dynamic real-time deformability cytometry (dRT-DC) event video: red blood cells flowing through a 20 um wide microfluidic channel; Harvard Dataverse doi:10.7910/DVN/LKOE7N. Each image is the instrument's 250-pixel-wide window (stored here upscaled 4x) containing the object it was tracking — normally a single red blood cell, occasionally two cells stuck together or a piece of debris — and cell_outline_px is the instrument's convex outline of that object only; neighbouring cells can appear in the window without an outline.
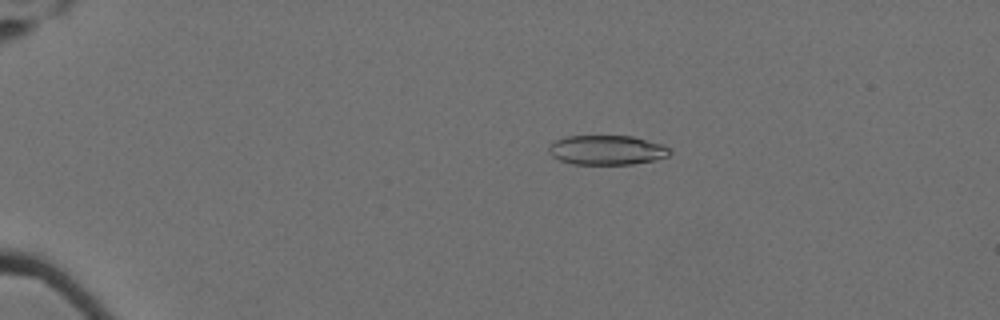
{"species": "Egyptian fruit bat (a non-hibernating species)", "species_latin": "Rousettus aegyptiacus", "temperature_condition": "cold", "stored_images_in_passage": 51, "camera_frame_rate_fps": 3000, "um_per_image_px": 0.085, "animal": {"sex": "female"}, "frame": {"image": 1, "passage_image": 4, "time_ms": 1.0, "image_size_px": [1000, 320], "cell_outline_px": [[672, 152], [668, 156], [656, 160], [632, 164], [572, 164], [560, 160], [552, 156], [548, 152], [548, 144], [556, 140], [568, 136], [632, 136], [660, 144], [668, 148]], "centroid_in_image_um": [51.55, 12.76], "position_along_channel_um": 33.4, "area_um2": 20.81}}
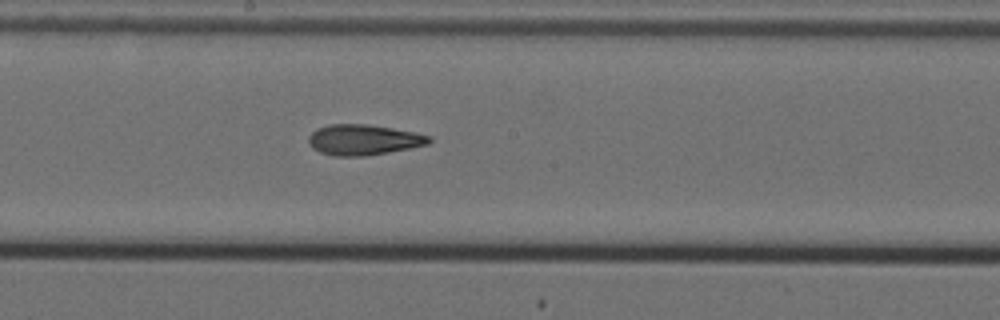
{"frame": {"image": 2, "passage_image": 26, "time_ms": 8.333, "image_size_px": [1000, 320], "cell_outline_px": [[432, 140], [428, 144], [412, 148], [364, 156], [332, 156], [320, 152], [312, 148], [308, 140], [308, 136], [316, 128], [328, 124], [368, 124], [416, 132], [432, 136]], "centroid_in_image_um": [30.9, 11.88], "position_along_channel_um": 217.3, "area_um2": 21.68}}
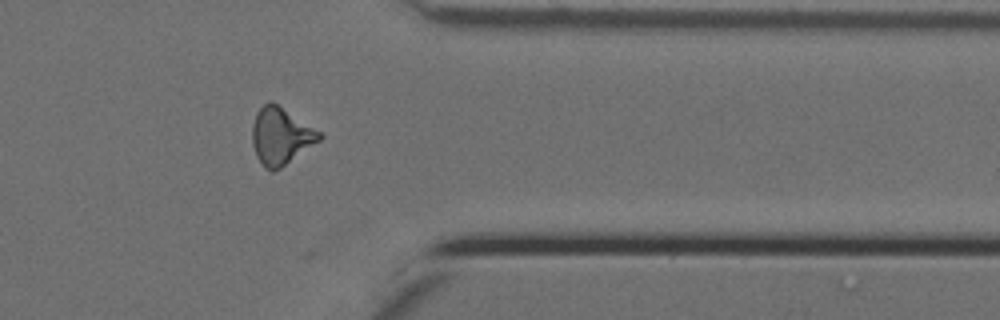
{"frame": {"image": 3, "passage_image": 41, "time_ms": 13.333, "image_size_px": [1000, 320], "cell_outline_px": [[324, 136], [320, 140], [280, 168], [272, 172], [256, 156], [252, 144], [252, 124], [256, 112], [268, 100], [272, 100], [320, 132]], "centroid_in_image_um": [23.84, 11.53], "position_along_channel_um": 387.6, "area_um2": 22.02}, "authors_computed_cell_mechanics": {"area_um2": 21.0392, "velocity_mm_per_s": 3.5146, "shape_relaxation_time_tau1_ms": null, "shape_relaxation_time_tau2_ms": 4.3532, "deformation_change_tau1": null, "deformation_change_tau2": 0.1393}}